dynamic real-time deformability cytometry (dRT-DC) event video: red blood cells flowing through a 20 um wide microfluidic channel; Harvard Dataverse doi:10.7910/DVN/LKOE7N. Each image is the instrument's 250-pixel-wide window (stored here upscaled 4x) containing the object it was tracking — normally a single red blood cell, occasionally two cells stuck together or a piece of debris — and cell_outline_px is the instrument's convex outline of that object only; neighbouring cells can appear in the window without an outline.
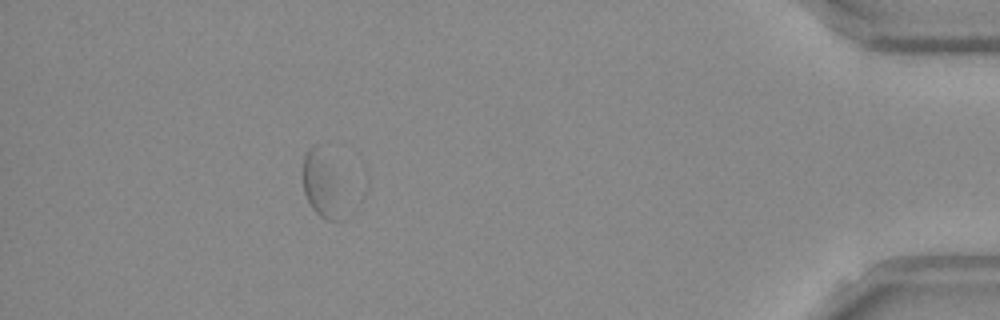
{"species": "Egyptian fruit bat (a non-hibernating species)", "species_latin": "Rousettus aegyptiacus", "temperature_condition": "room temperature", "stored_images_in_passage": 53, "segment_of_instrument_passage": [2, 2], "camera_frame_rate_fps": 3000, "um_per_image_px": 0.085, "frame": {"image": 1, "passage_image": 47, "time_ms": 15.333, "image_size_px": [1000, 320], "cell_outline_px": [[344, 220], [328, 220], [320, 216], [312, 208], [304, 192], [304, 156], [308, 148], [312, 144], [320, 144], [328, 168]], "centroid_in_image_um": [27.22, 15.73], "position_along_channel_um": 408.0, "area_um2": 13.47}}